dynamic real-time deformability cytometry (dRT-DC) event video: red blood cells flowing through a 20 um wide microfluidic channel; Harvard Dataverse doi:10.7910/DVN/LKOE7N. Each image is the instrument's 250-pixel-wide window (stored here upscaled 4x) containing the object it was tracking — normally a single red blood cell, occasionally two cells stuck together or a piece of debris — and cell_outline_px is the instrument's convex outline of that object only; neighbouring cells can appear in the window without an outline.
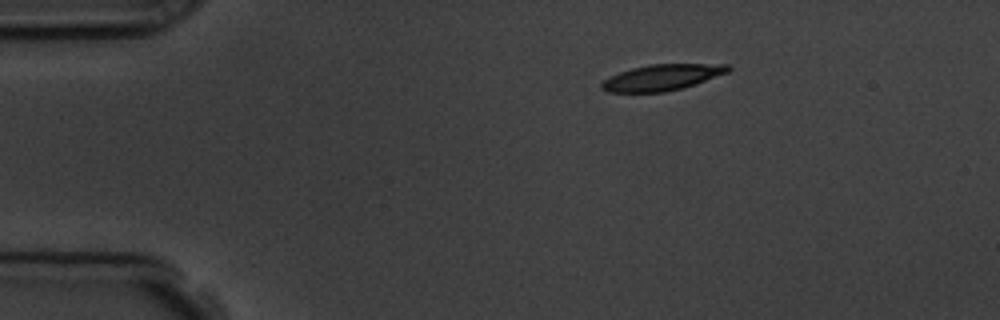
{"species": "common noctule bat (a hibernating species)", "species_latin": "Nyctalus noctula", "temperature_condition": "room temperature", "stored_images_in_passage": 3, "camera_frame_rate_fps": 3000, "um_per_image_px": 0.085, "animal": {"sex": "male", "body_mass_g": 19.5, "forearm_length_mm": 54.6}, "frame": {"image": 1, "passage_image": 1, "time_ms": 0.0, "image_size_px": [1000, 320], "cell_outline_px": [[732, 68], [728, 72], [680, 88], [664, 92], [608, 92], [600, 88], [600, 84], [604, 80], [620, 72], [632, 68], [648, 64], [728, 64]], "centroid_in_image_um": [56.24, 6.57], "position_along_channel_um": 28.8, "area_um2": 18.84}}